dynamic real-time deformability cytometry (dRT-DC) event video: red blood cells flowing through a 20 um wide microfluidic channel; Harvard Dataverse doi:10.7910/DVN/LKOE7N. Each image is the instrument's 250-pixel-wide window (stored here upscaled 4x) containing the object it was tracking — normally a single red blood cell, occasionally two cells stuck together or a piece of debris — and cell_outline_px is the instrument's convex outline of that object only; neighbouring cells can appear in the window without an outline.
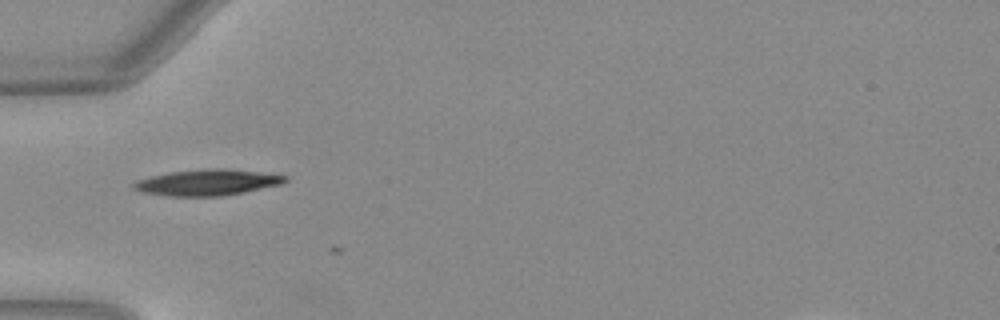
{"species": "Egyptian fruit bat (a non-hibernating species)", "species_latin": "Rousettus aegyptiacus", "temperature_condition": "warm", "stored_images_in_passage": 2, "camera_frame_rate_fps": 3000, "um_per_image_px": 0.085, "animal": {"sex": "female"}, "frame": {"image": 1, "passage_image": 1, "time_ms": 0.0, "image_size_px": [1000, 320], "cell_outline_px": [[288, 180], [280, 184], [244, 192], [224, 196], [168, 196], [144, 192], [132, 188], [132, 184], [136, 180], [168, 172], [208, 168], [228, 168], [260, 172], [288, 176]], "centroid_in_image_um": [17.62, 15.5], "position_along_channel_um": 67.4, "area_um2": 23.0}}